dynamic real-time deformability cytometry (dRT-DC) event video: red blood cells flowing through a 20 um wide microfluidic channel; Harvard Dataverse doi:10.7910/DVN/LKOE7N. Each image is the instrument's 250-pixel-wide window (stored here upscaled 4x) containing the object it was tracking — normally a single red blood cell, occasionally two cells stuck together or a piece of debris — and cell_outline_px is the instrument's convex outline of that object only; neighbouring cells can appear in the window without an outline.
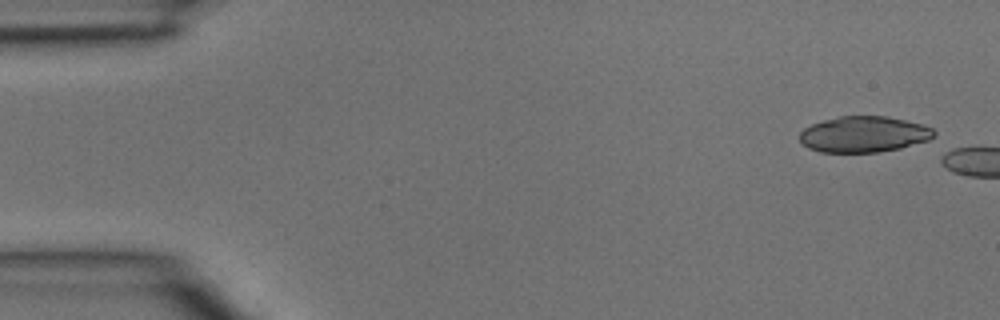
{"species": "common noctule bat (a hibernating species)", "species_latin": "Nyctalus noctula", "temperature_condition": "room temperature", "stored_images_in_passage": 2, "camera_frame_rate_fps": 3000, "um_per_image_px": 0.085, "animal": {"sex": "male", "body_mass_g": 15.6}, "frame": {"image": 1, "passage_image": 1, "time_ms": 0.0, "image_size_px": [1000, 320], "cell_outline_px": [[936, 136], [928, 140], [900, 148], [876, 152], [820, 152], [808, 148], [800, 140], [800, 132], [804, 128], [812, 124], [824, 120], [840, 116], [888, 116], [924, 124], [932, 128], [936, 132]], "centroid_in_image_um": [73.45, 11.41], "position_along_channel_um": 11.5, "area_um2": 28.21}}